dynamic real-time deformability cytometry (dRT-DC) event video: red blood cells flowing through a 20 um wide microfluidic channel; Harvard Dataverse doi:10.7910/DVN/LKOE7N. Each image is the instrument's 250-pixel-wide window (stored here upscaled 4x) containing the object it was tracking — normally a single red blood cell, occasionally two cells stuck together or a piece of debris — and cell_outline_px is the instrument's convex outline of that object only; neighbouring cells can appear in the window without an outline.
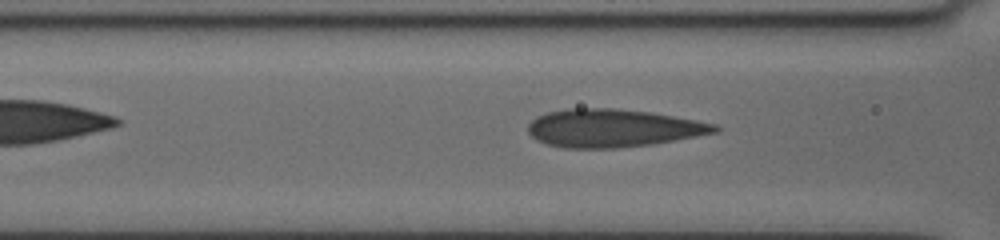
{"species": "human", "species_latin": "Homo sapiens", "temperature_condition": "cold", "stored_images_in_passage": 23, "camera_frame_rate_fps": 3000, "um_per_image_px": 0.085, "donor": {"sex": "female"}, "frame": {"image": 1, "passage_image": 9, "time_ms": 3.333, "image_size_px": [1000, 240], "cell_outline_px": [[720, 128], [716, 132], [696, 136], [652, 144], [616, 148], [564, 148], [548, 144], [536, 140], [528, 132], [528, 124], [536, 116], [548, 112], [568, 108], [616, 108], [652, 112], [696, 120], [716, 124]], "centroid_in_image_um": [52.07, 10.88], "position_along_channel_um": 114.5, "area_um2": 41.33}}
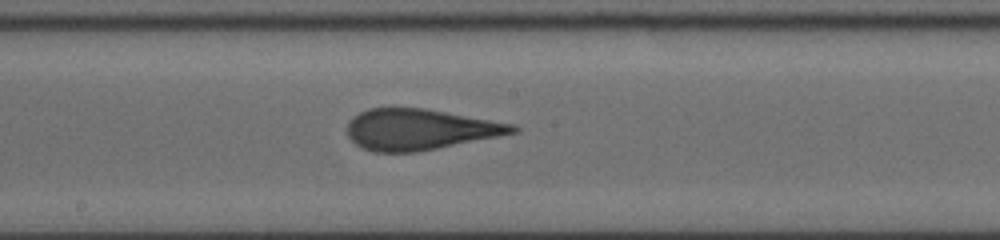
{"frame": {"image": 2, "passage_image": 17, "time_ms": 6.0, "image_size_px": [1000, 240], "cell_outline_px": [[520, 132], [416, 152], [376, 152], [364, 148], [356, 144], [348, 136], [348, 124], [360, 112], [368, 108], [424, 108], [516, 124], [520, 128]], "centroid_in_image_um": [35.74, 11.0], "position_along_channel_um": 212.5, "area_um2": 39.13}}
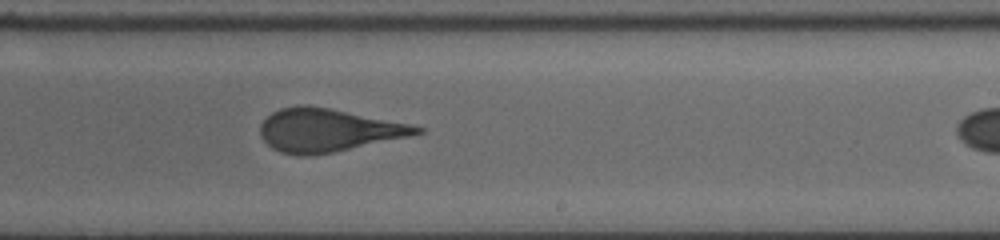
{"frame": {"image": 3, "passage_image": 22, "time_ms": 7.333, "image_size_px": [1000, 240], "cell_outline_px": [[424, 132], [408, 136], [332, 152], [308, 156], [300, 156], [280, 152], [272, 148], [260, 136], [260, 124], [272, 112], [280, 108], [296, 104], [308, 104], [408, 124], [424, 128]], "centroid_in_image_um": [27.78, 11.06], "position_along_channel_um": 261.2, "area_um2": 38.73}}